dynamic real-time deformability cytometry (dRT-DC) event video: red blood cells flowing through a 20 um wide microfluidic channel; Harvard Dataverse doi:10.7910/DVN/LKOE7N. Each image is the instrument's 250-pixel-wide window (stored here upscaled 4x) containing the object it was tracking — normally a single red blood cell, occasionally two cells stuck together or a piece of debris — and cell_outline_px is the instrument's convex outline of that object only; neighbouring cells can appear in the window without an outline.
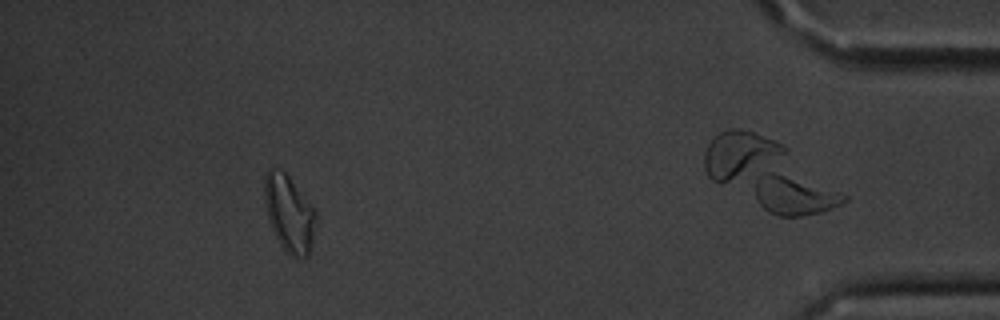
{"species": "common noctule bat (a hibernating species)", "species_latin": "Nyctalus noctula", "temperature_condition": "cold", "stored_images_in_passage": 46, "camera_frame_rate_fps": 3000, "um_per_image_px": 0.085, "animal": {"sex": "male", "body_mass_g": 20.1, "forearm_length_mm": 53.5}, "frame": {"image": 1, "passage_image": 40, "time_ms": 13.0, "image_size_px": [1000, 320], "cell_outline_px": [[316, 220], [312, 240], [308, 256], [292, 256], [280, 244], [268, 220], [264, 200], [264, 176], [268, 168], [272, 164], [284, 172], [288, 176], [316, 212]], "centroid_in_image_um": [24.53, 18.08], "position_along_channel_um": 410.7, "area_um2": 22.66}}